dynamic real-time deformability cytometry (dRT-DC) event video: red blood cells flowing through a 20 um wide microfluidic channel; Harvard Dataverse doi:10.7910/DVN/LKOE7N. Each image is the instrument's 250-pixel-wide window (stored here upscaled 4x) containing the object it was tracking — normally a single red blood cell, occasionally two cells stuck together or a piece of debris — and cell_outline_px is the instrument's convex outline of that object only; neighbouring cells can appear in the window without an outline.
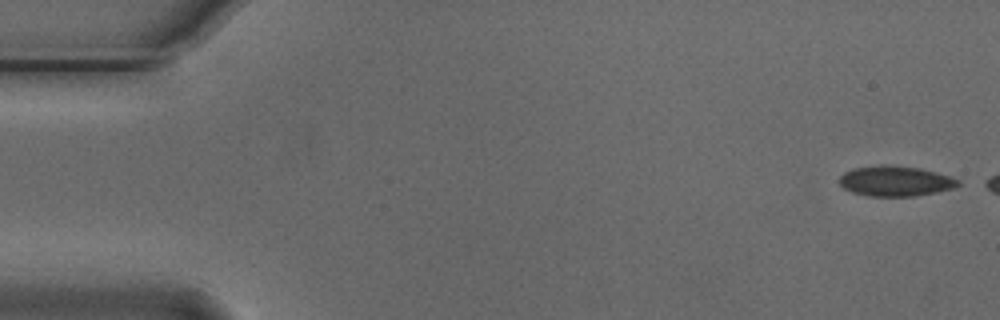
{"species": "Egyptian fruit bat (a non-hibernating species)", "species_latin": "Rousettus aegyptiacus", "temperature_condition": "cold", "stored_images_in_passage": 16, "camera_frame_rate_fps": 3000, "um_per_image_px": 0.085, "animal": {"sex": "male"}, "frame": {"image": 1, "passage_image": 1, "time_ms": 0.0, "image_size_px": [1000, 320], "cell_outline_px": [[960, 184], [952, 188], [936, 192], [916, 196], [868, 196], [852, 192], [844, 188], [840, 184], [840, 176], [844, 172], [852, 168], [880, 164], [884, 164], [920, 168], [952, 176], [960, 180]], "centroid_in_image_um": [76.11, 15.38], "position_along_channel_um": 8.9, "area_um2": 21.1}}
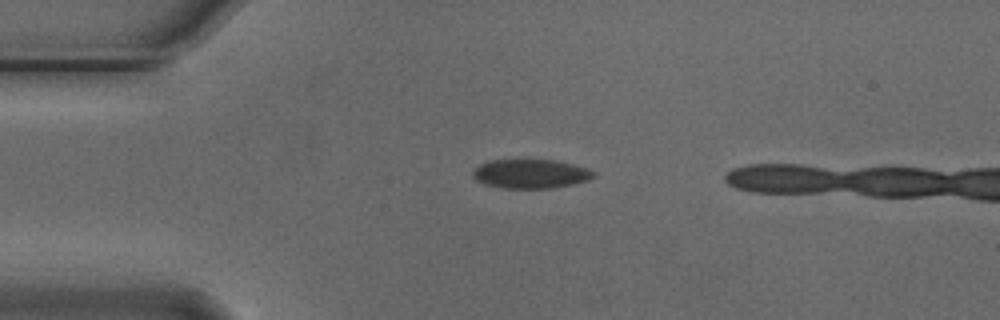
{"frame": {"image": 2, "passage_image": 12, "time_ms": 3.667, "image_size_px": [1000, 320], "cell_outline_px": [[596, 176], [588, 180], [572, 184], [552, 188], [504, 188], [484, 184], [476, 180], [472, 176], [472, 172], [480, 164], [488, 160], [552, 160], [572, 164], [588, 168], [596, 172]], "centroid_in_image_um": [45.1, 14.77], "position_along_channel_um": 39.9, "area_um2": 20.46}}